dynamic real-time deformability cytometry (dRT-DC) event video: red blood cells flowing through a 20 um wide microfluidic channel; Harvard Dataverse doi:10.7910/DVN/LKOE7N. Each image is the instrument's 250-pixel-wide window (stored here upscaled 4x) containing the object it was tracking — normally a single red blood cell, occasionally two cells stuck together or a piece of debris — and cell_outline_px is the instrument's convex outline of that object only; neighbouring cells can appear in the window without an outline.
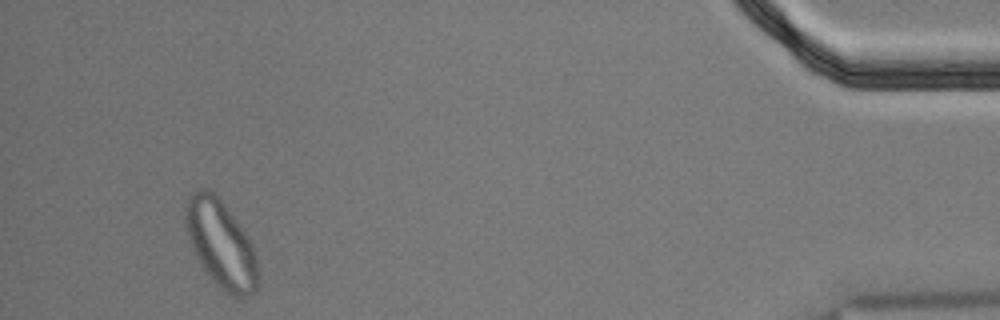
{"species": "Egyptian fruit bat (a non-hibernating species)", "species_latin": "Rousettus aegyptiacus", "temperature_condition": "cold", "stored_images_in_passage": 55, "segment_of_instrument_passage": [2, 2], "camera_frame_rate_fps": 3000, "um_per_image_px": 0.085, "animal": {"sex": "male"}, "frame": {"image": 1, "passage_image": 52, "time_ms": 17.0, "image_size_px": [1000, 320], "cell_outline_px": [[260, 276], [256, 288], [252, 292], [244, 296], [232, 296], [224, 292], [204, 268], [196, 256], [188, 236], [184, 220], [184, 204], [188, 196], [196, 188], [208, 188], [224, 204], [248, 236], [252, 244], [256, 256], [260, 272]], "centroid_in_image_um": [18.77, 20.7], "position_along_channel_um": 416.4, "area_um2": 36.82}}